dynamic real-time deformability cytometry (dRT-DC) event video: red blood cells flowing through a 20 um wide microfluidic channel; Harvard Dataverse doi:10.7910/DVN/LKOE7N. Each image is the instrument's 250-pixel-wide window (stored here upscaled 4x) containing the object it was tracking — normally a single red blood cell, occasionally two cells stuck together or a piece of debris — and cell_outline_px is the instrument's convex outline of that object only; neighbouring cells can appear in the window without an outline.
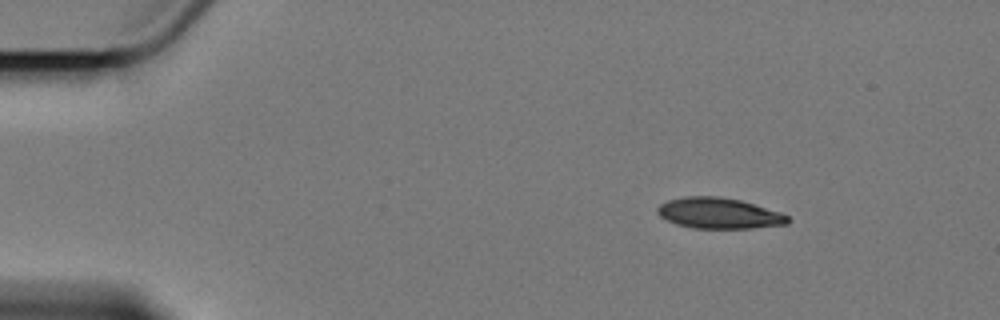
{"species": "Egyptian fruit bat (a non-hibernating species)", "species_latin": "Rousettus aegyptiacus", "temperature_condition": "cold", "stored_images_in_passage": 10, "camera_frame_rate_fps": 3000, "um_per_image_px": 0.085, "animal": {"sex": "female"}, "frame": {"image": 1, "passage_image": 1, "time_ms": 0.0, "image_size_px": [1000, 320], "cell_outline_px": [[792, 220], [788, 224], [752, 228], [692, 228], [676, 224], [660, 216], [656, 212], [656, 208], [660, 204], [668, 200], [684, 196], [720, 196], [740, 200], [780, 212], [788, 216]], "centroid_in_image_um": [61.11, 18.12], "position_along_channel_um": 23.9, "area_um2": 23.47}}
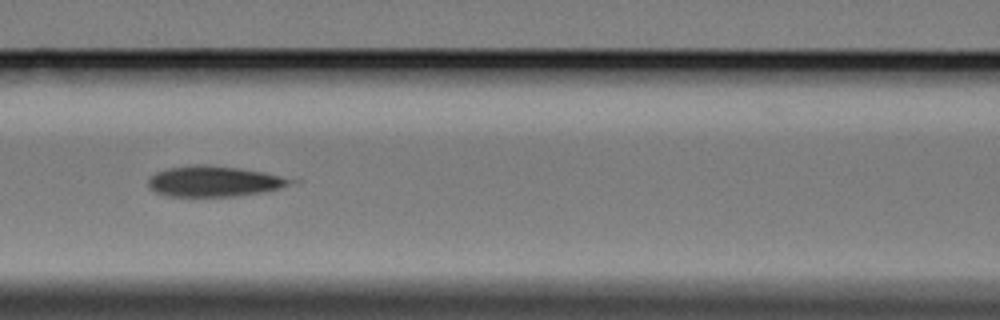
{"frame": {"image": 2, "passage_image": 6, "time_ms": 6.0, "image_size_px": [1000, 320], "cell_outline_px": [[304, 180], [280, 188], [264, 192], [240, 196], [168, 196], [156, 192], [148, 184], [148, 180], [156, 172], [168, 168], [196, 164], [208, 164], [240, 168], [264, 172]], "centroid_in_image_um": [18.31, 15.4], "position_along_channel_um": 148.3, "area_um2": 25.72}}
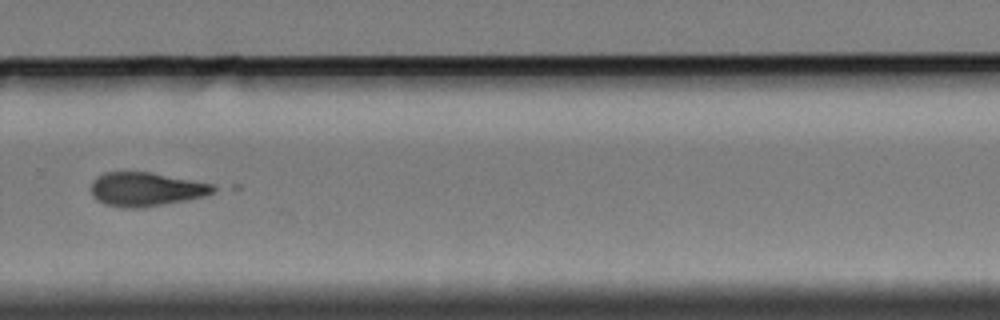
{"frame": {"image": 3, "passage_image": 10, "time_ms": 11.0, "image_size_px": [1000, 320], "cell_outline_px": [[224, 188], [216, 192], [204, 196], [188, 200], [136, 208], [124, 208], [104, 204], [96, 200], [92, 196], [92, 180], [96, 176], [104, 172], [152, 172], [216, 184]], "centroid_in_image_um": [12.49, 16.07], "position_along_channel_um": 317.3, "area_um2": 24.62}}